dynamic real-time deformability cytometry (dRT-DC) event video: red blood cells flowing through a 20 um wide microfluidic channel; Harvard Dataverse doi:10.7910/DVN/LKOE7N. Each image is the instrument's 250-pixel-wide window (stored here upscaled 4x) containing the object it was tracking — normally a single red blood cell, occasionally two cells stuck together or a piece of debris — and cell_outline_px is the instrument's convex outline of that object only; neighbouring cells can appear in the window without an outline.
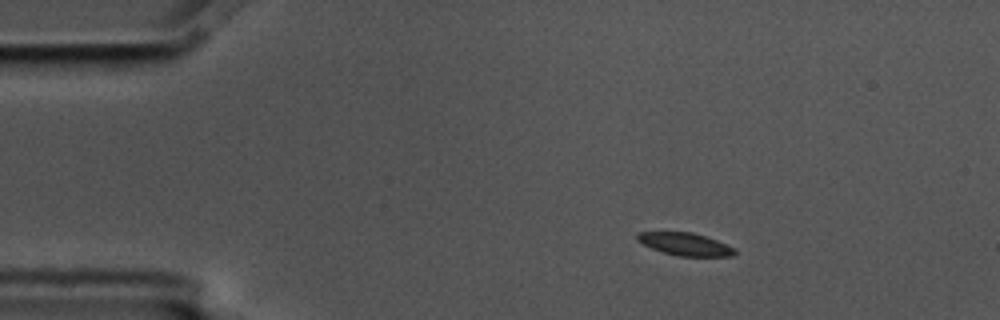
{"species": "common noctule bat (a hibernating species)", "species_latin": "Nyctalus noctula", "temperature_condition": "cold", "stored_images_in_passage": 3, "camera_frame_rate_fps": 3000, "um_per_image_px": 0.085, "animal": {"sex": "male", "body_mass_g": 17.5, "forearm_length_mm": 52.3}, "frame": {"image": 1, "passage_image": 1, "time_ms": 0.0, "image_size_px": [1000, 320], "cell_outline_px": [[736, 256], [676, 256], [652, 248], [636, 240], [636, 232], [692, 232], [716, 240], [736, 248]], "centroid_in_image_um": [58.25, 20.75], "position_along_channel_um": 26.7, "area_um2": 12.83}}